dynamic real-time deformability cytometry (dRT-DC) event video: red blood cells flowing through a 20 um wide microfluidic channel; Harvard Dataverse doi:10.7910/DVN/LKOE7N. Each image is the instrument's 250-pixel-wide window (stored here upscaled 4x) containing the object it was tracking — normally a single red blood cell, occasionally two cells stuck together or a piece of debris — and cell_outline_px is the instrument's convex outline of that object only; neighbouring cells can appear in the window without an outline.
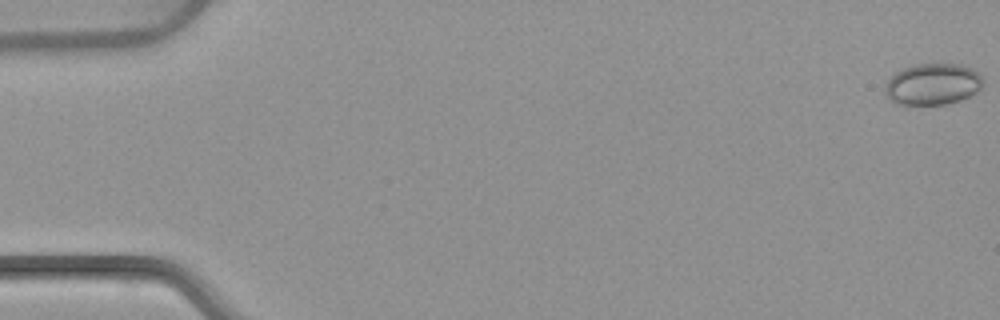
{"species": "common noctule bat (a hibernating species)", "species_latin": "Nyctalus noctula", "temperature_condition": "warm", "stored_images_in_passage": 10, "camera_frame_rate_fps": 3000, "um_per_image_px": 0.085, "animal": {"sex": "female", "body_mass_g": 22.7, "forearm_length_mm": 54.2}, "frame": {"image": 1, "passage_image": 1, "time_ms": 0.0, "image_size_px": [1000, 320], "cell_outline_px": [[984, 84], [976, 92], [960, 100], [944, 104], [896, 104], [884, 92], [884, 84], [896, 72], [912, 64], [960, 64], [972, 68], [980, 72], [984, 80]], "centroid_in_image_um": [79.3, 7.14], "position_along_channel_um": 5.7, "area_um2": 23.76}}